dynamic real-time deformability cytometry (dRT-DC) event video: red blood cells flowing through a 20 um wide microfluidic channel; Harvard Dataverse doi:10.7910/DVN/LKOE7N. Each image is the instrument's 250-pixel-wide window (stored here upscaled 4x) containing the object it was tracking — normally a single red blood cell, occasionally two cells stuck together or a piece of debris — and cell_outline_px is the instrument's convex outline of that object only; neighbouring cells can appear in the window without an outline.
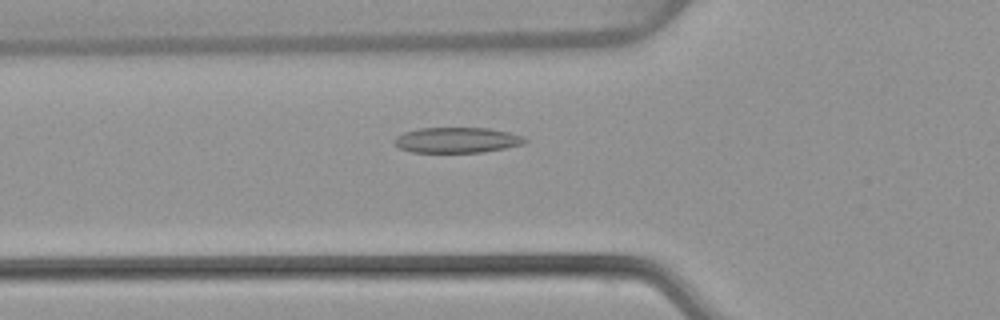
{"species": "common noctule bat (a hibernating species)", "species_latin": "Nyctalus noctula", "temperature_condition": "warm", "stored_images_in_passage": 53, "camera_frame_rate_fps": 3000, "um_per_image_px": 0.085, "animal": {"sex": "female", "body_mass_g": 22.7, "forearm_length_mm": 54.2}, "frame": {"image": 1, "passage_image": 19, "time_ms": 6.0, "image_size_px": [1000, 320], "cell_outline_px": [[528, 140], [524, 144], [484, 152], [412, 152], [400, 148], [392, 140], [396, 136], [404, 132], [420, 128], [488, 128], [508, 132], [520, 136]], "centroid_in_image_um": [38.82, 11.9], "position_along_channel_um": 87.0, "area_um2": 19.25}}
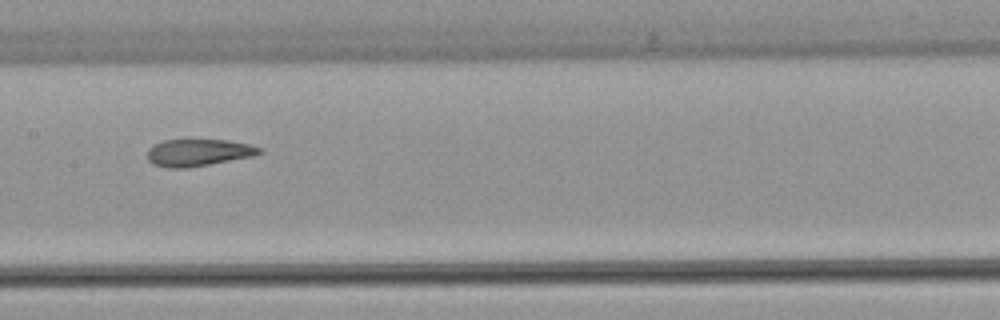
{"frame": {"image": 2, "passage_image": 27, "time_ms": 8.667, "image_size_px": [1000, 320], "cell_outline_px": [[264, 152], [252, 156], [188, 168], [168, 168], [152, 164], [148, 160], [148, 148], [152, 144], [164, 140], [228, 140], [248, 144], [260, 148]], "centroid_in_image_um": [16.81, 12.97], "position_along_channel_um": 190.6, "area_um2": 17.63}}
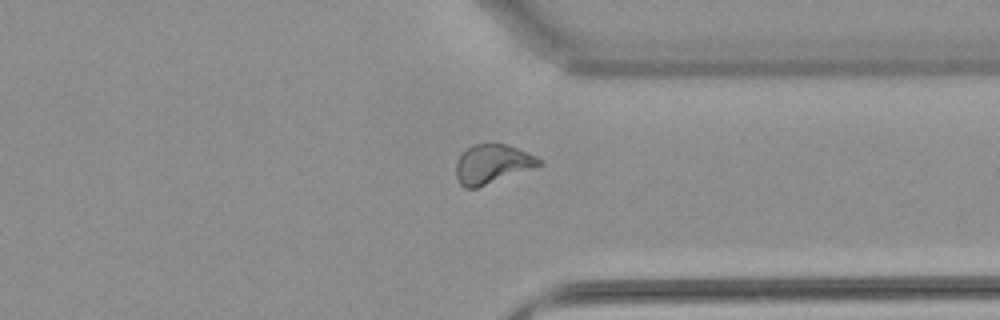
{"frame": {"image": 3, "passage_image": 41, "time_ms": 13.333, "image_size_px": [1000, 320], "cell_outline_px": [[544, 164], [476, 188], [464, 188], [460, 184], [456, 176], [456, 160], [472, 144], [508, 144], [536, 156], [544, 160]], "centroid_in_image_um": [41.86, 13.94], "position_along_channel_um": 369.5, "area_um2": 18.84}, "authors_computed_cell_mechanics": {"area_um2": 19.4786, "velocity_mm_per_s": 3.8647, "shape_relaxation_time_tau1_ms": null, "shape_relaxation_time_tau2_ms": 1.634, "deformation_change_tau1": null, "deformation_change_tau2": 0.0874}}